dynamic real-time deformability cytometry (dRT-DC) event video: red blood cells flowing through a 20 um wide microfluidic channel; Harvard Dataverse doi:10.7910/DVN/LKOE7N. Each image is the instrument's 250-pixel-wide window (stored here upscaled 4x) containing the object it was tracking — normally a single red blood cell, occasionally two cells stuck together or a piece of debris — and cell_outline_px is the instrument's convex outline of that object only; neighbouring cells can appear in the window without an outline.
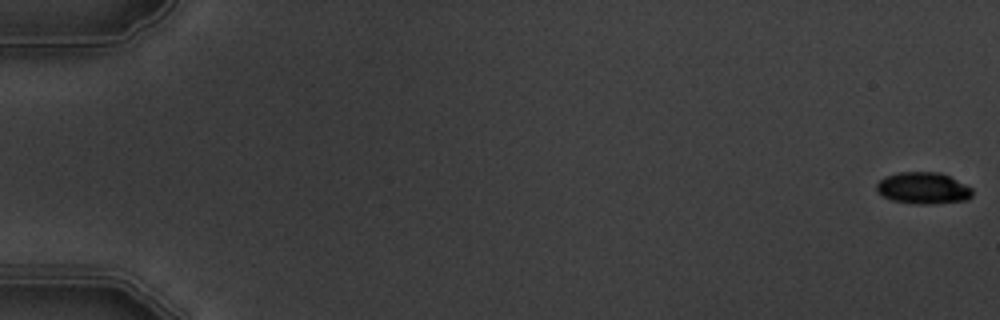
{"species": "common noctule bat (a hibernating species)", "species_latin": "Nyctalus noctula", "temperature_condition": "warm", "stored_images_in_passage": 6, "camera_frame_rate_fps": 3000, "um_per_image_px": 0.085, "animal": {"sex": "male", "body_mass_g": 19.5, "forearm_length_mm": 54.6}, "frame": {"image": 1, "passage_image": 1, "time_ms": 0.0, "image_size_px": [1000, 320], "cell_outline_px": [[972, 196], [968, 200], [932, 204], [916, 204], [892, 200], [880, 196], [876, 192], [876, 184], [884, 176], [900, 172], [940, 172], [972, 188]], "centroid_in_image_um": [78.43, 16.0], "position_along_channel_um": 6.6, "area_um2": 17.8}}
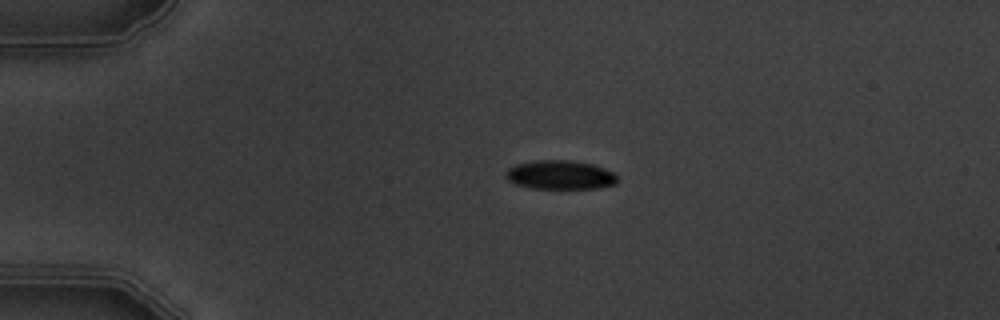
{"frame": {"image": 2, "passage_image": 5, "time_ms": 4.333, "image_size_px": [1000, 320], "cell_outline_px": [[616, 184], [600, 188], [532, 188], [516, 184], [508, 180], [504, 176], [504, 172], [508, 168], [516, 164], [536, 160], [568, 160], [592, 164], [604, 168], [612, 172], [616, 176]], "centroid_in_image_um": [47.58, 14.86], "position_along_channel_um": 37.4, "area_um2": 18.79}}